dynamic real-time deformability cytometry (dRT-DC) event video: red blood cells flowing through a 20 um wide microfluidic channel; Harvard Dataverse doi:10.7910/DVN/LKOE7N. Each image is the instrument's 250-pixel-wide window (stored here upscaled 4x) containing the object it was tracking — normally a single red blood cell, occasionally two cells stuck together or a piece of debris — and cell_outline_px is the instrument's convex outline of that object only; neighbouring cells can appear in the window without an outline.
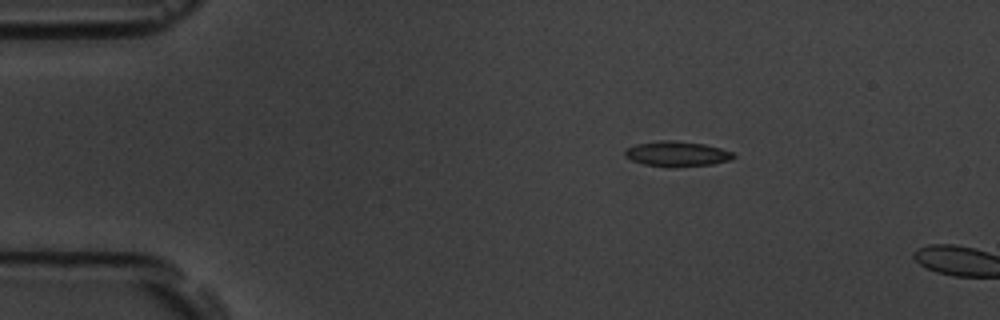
{"species": "common noctule bat (a hibernating species)", "species_latin": "Nyctalus noctula", "temperature_condition": "room temperature", "stored_images_in_passage": 3, "camera_frame_rate_fps": 3000, "um_per_image_px": 0.085, "animal": {"sex": "male", "body_mass_g": 19.5, "forearm_length_mm": 54.6}, "frame": {"image": 1, "passage_image": 2, "time_ms": 1.333, "image_size_px": [1000, 320], "cell_outline_px": [[736, 156], [732, 160], [712, 164], [668, 168], [664, 168], [644, 164], [632, 160], [624, 156], [624, 148], [636, 144], [660, 140], [672, 140], [704, 144], [720, 148], [732, 152]], "centroid_in_image_um": [57.51, 13.09], "position_along_channel_um": 27.5, "area_um2": 16.18}}